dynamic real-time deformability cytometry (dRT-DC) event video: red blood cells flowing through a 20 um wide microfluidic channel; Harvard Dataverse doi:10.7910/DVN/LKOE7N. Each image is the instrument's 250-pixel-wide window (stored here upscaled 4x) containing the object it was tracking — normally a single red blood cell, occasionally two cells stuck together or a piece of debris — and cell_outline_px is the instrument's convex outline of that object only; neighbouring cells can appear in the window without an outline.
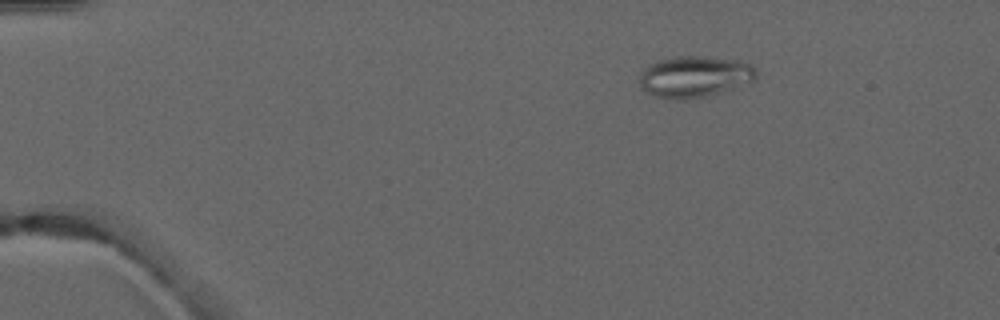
{"species": "common noctule bat (a hibernating species)", "species_latin": "Nyctalus noctula", "temperature_condition": "warm", "stored_images_in_passage": 6, "camera_frame_rate_fps": 3000, "um_per_image_px": 0.085, "animal": {"sex": "male", "forearm_length_mm": 52.5}, "frame": {"image": 1, "passage_image": 3, "time_ms": 2.667, "image_size_px": [1000, 320], "cell_outline_px": [[756, 76], [752, 80], [732, 88], [708, 96], [684, 100], [680, 100], [656, 96], [648, 92], [640, 84], [640, 72], [644, 68], [660, 60], [680, 56], [696, 56], [740, 60], [752, 64], [756, 68]], "centroid_in_image_um": [59.05, 6.51], "position_along_channel_um": 25.9, "area_um2": 27.74}}